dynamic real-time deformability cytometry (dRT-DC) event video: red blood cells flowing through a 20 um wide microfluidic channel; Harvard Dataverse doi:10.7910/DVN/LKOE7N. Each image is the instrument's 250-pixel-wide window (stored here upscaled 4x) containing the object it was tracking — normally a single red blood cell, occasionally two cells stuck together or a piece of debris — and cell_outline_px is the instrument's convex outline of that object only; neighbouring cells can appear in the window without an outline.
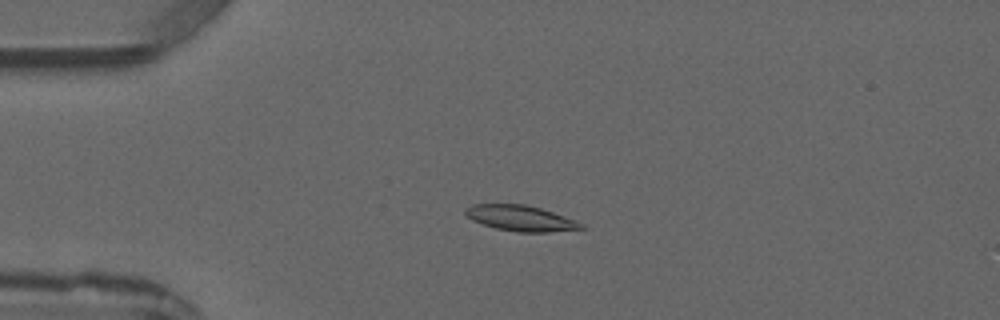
{"species": "common noctule bat (a hibernating species)", "species_latin": "Nyctalus noctula", "temperature_condition": "warm", "stored_images_in_passage": 5, "camera_frame_rate_fps": 3000, "um_per_image_px": 0.085, "animal": {"sex": "male", "forearm_length_mm": 52.5}, "frame": {"image": 1, "passage_image": 3, "time_ms": 3.333, "image_size_px": [1000, 320], "cell_outline_px": [[588, 228], [548, 232], [516, 232], [496, 228], [472, 220], [464, 212], [464, 208], [472, 204], [524, 204], [540, 208], [576, 220], [584, 224]], "centroid_in_image_um": [44.27, 18.55], "position_along_channel_um": 40.7, "area_um2": 17.28}}
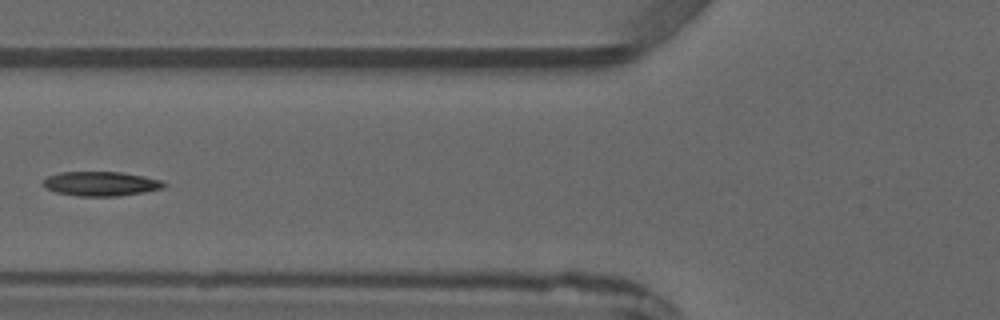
{"frame": {"image": 2, "passage_image": 5, "time_ms": 5.667, "image_size_px": [1000, 320], "cell_outline_px": [[168, 184], [164, 188], [144, 192], [116, 196], [80, 196], [56, 192], [44, 188], [44, 180], [48, 176], [60, 172], [120, 172], [144, 176], [160, 180]], "centroid_in_image_um": [8.59, 15.61], "position_along_channel_um": 117.2, "area_um2": 17.11}}